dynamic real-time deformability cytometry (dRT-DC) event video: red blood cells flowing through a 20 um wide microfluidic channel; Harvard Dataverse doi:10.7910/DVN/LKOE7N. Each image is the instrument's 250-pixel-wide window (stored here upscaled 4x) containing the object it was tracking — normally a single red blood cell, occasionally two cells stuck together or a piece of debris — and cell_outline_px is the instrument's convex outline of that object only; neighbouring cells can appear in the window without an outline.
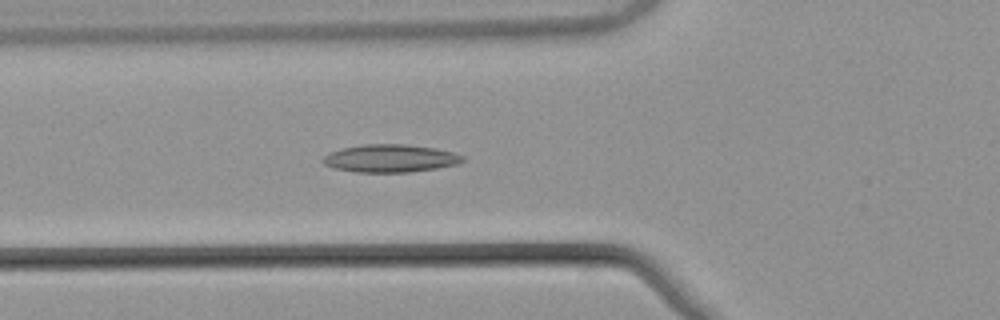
{"species": "common noctule bat (a hibernating species)", "species_latin": "Nyctalus noctula", "temperature_condition": "warm", "stored_images_in_passage": 44, "camera_frame_rate_fps": 3000, "um_per_image_px": 0.085, "animal": {"sex": "male", "body_mass_g": 21.5, "forearm_length_mm": 52.0}, "frame": {"image": 1, "passage_image": 15, "time_ms": 4.667, "image_size_px": [1000, 320], "cell_outline_px": [[464, 160], [460, 164], [436, 168], [408, 172], [356, 172], [336, 168], [324, 164], [320, 160], [328, 152], [344, 148], [364, 144], [404, 144], [436, 148], [452, 152], [464, 156]], "centroid_in_image_um": [33.18, 13.46], "position_along_channel_um": 92.6, "area_um2": 22.6}}
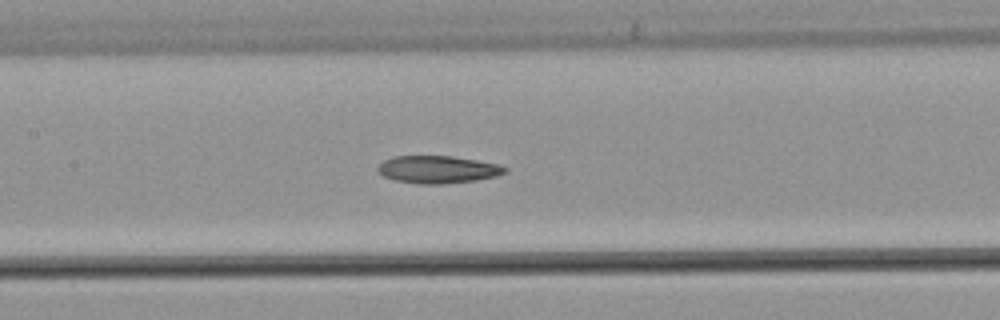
{"frame": {"image": 2, "passage_image": 21, "time_ms": 6.667, "image_size_px": [1000, 320], "cell_outline_px": [[508, 172], [496, 176], [476, 180], [440, 184], [420, 184], [396, 180], [384, 176], [376, 168], [384, 160], [396, 156], [452, 156], [500, 164], [508, 168]], "centroid_in_image_um": [37.26, 14.4], "position_along_channel_um": 170.1, "area_um2": 20.29}}
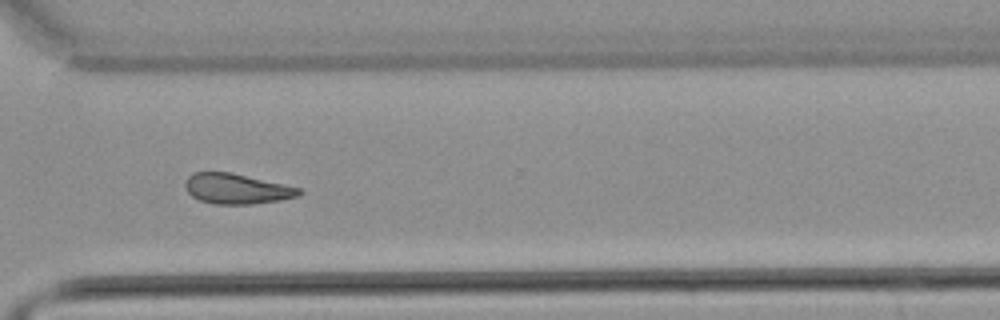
{"frame": {"image": 3, "passage_image": 35, "time_ms": 11.333, "image_size_px": [1000, 320], "cell_outline_px": [[304, 192], [300, 196], [280, 200], [252, 204], [216, 204], [200, 200], [192, 196], [184, 188], [184, 184], [188, 176], [192, 172], [232, 172], [284, 184], [300, 188]], "centroid_in_image_um": [20.12, 16.04], "position_along_channel_um": 350.5, "area_um2": 20.23}, "authors_computed_cell_mechanics": {"area_um2": 20.3745, "velocity_mm_per_s": 3.869, "shape_relaxation_time_tau1_ms": null, "shape_relaxation_time_tau2_ms": 10.2145, "deformation_change_tau1": null, "deformation_change_tau2": 0.2069}}